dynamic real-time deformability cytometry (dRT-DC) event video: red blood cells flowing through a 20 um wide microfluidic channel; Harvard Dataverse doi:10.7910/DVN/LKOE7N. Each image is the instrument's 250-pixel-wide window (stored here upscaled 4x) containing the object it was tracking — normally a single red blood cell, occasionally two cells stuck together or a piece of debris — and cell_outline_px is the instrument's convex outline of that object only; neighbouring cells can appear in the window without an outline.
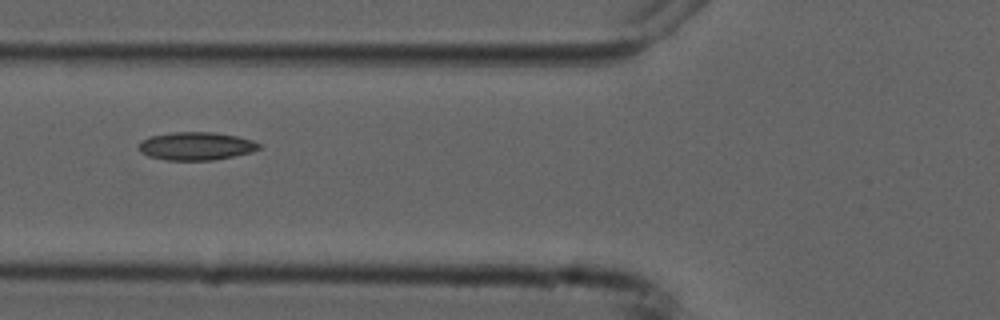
{"species": "common noctule bat (a hibernating species)", "species_latin": "Nyctalus noctula", "temperature_condition": "cold", "stored_images_in_passage": 2, "camera_frame_rate_fps": 3000, "um_per_image_px": 0.085, "animal": {"sex": "male", "forearm_length_mm": 52.5}, "frame": {"image": 1, "passage_image": 2, "time_ms": 1.0, "image_size_px": [1000, 320], "cell_outline_px": [[264, 144], [260, 148], [252, 152], [212, 160], [164, 160], [148, 156], [140, 152], [136, 148], [136, 144], [140, 140], [148, 136], [176, 132], [212, 132], [236, 136], [252, 140]], "centroid_in_image_um": [16.61, 12.41], "position_along_channel_um": 109.2, "area_um2": 19.94}}